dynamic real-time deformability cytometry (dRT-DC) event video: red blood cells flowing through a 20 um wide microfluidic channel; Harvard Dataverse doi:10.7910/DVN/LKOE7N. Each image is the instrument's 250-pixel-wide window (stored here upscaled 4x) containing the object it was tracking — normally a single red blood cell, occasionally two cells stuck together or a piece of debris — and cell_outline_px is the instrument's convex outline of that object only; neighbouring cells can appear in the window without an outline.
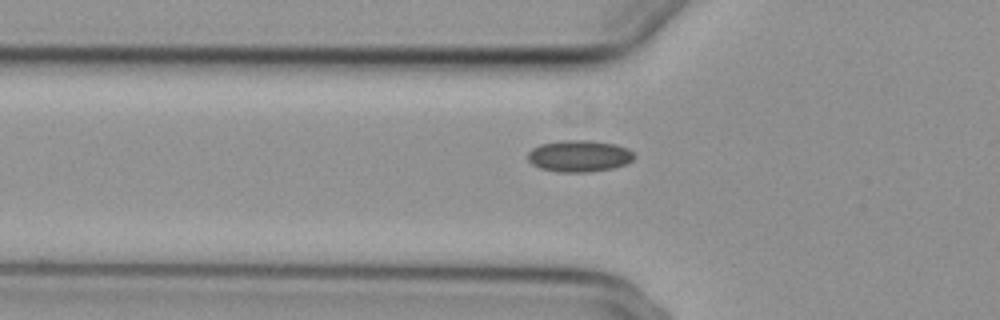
{"species": "common noctule bat (a hibernating species)", "species_latin": "Nyctalus noctula", "temperature_condition": "cold", "stored_images_in_passage": 5, "camera_frame_rate_fps": 3000, "um_per_image_px": 0.085, "animal": {"sex": "female", "body_mass_g": 29.2, "forearm_length_mm": 56.3}, "frame": {"image": 1, "passage_image": 5, "time_ms": 5.333, "image_size_px": [1000, 320], "cell_outline_px": [[636, 156], [628, 164], [612, 168], [588, 172], [560, 172], [540, 168], [532, 164], [528, 160], [528, 152], [532, 148], [540, 144], [560, 140], [592, 140], [616, 144], [628, 148]], "centroid_in_image_um": [49.25, 13.25], "position_along_channel_um": 76.6, "area_um2": 19.83}}